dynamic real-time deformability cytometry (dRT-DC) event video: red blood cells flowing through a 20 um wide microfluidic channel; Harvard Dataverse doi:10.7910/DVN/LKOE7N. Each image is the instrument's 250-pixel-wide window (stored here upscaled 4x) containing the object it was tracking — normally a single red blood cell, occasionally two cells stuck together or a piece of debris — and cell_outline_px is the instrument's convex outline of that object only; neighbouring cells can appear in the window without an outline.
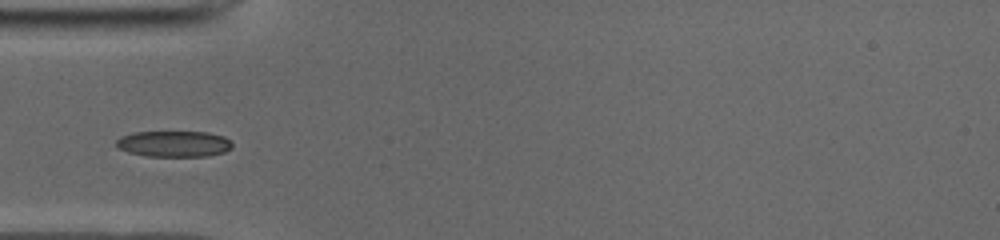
{"species": "common noctule bat (a hibernating species)", "species_latin": "Nyctalus noctula", "temperature_condition": "cold", "stored_images_in_passage": 39, "camera_frame_rate_fps": 3000, "um_per_image_px": 0.085, "animal": {"sex": "male", "body_mass_g": 19.0, "forearm_length_mm": 50.8}, "frame": {"image": 1, "passage_image": 4, "time_ms": 1.0, "image_size_px": [1000, 240], "cell_outline_px": [[232, 148], [224, 152], [208, 156], [148, 156], [128, 152], [116, 148], [116, 140], [120, 136], [132, 132], [208, 132], [224, 136], [232, 144]], "centroid_in_image_um": [14.75, 12.22], "position_along_channel_um": 70.2, "area_um2": 17.69}}
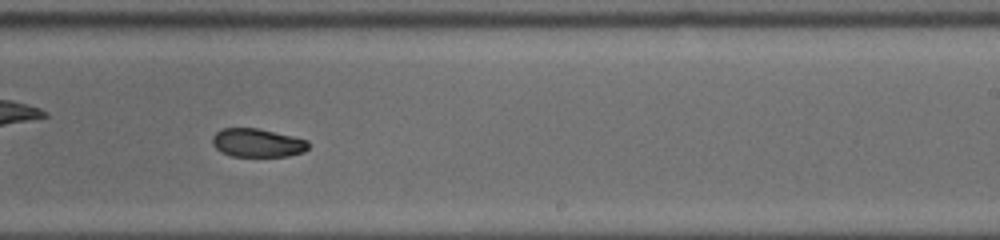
{"frame": {"image": 2, "passage_image": 19, "time_ms": 6.0, "image_size_px": [1000, 240], "cell_outline_px": [[308, 148], [304, 152], [288, 156], [232, 156], [220, 152], [212, 144], [212, 136], [220, 128], [260, 128], [308, 140]], "centroid_in_image_um": [21.86, 12.13], "position_along_channel_um": 267.1, "area_um2": 16.07}}
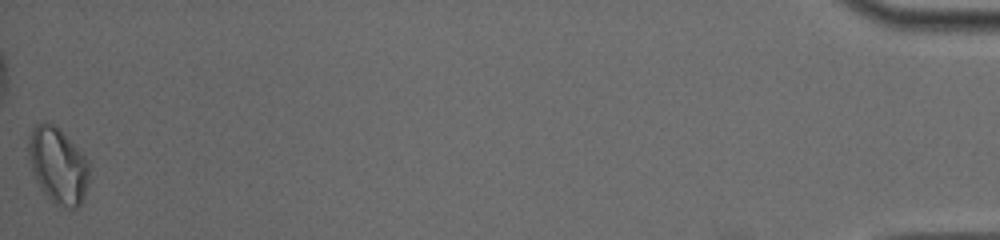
{"frame": {"image": 3, "passage_image": 39, "time_ms": 12.667, "image_size_px": [1000, 240], "cell_outline_px": [[88, 184], [80, 208], [60, 208], [44, 196], [32, 172], [28, 152], [28, 140], [32, 128], [36, 124], [44, 120], [52, 124], [88, 160]], "centroid_in_image_um": [4.9, 14.14], "position_along_channel_um": 430.3, "area_um2": 26.82}, "authors_computed_cell_mechanics": {"area_um2": 17.5134, "velocity_mm_per_s": 3.942, "shape_relaxation_time_tau1_ms": null, "shape_relaxation_time_tau2_ms": 4.6175, "deformation_change_tau1": null, "deformation_change_tau2": 0.0773}}